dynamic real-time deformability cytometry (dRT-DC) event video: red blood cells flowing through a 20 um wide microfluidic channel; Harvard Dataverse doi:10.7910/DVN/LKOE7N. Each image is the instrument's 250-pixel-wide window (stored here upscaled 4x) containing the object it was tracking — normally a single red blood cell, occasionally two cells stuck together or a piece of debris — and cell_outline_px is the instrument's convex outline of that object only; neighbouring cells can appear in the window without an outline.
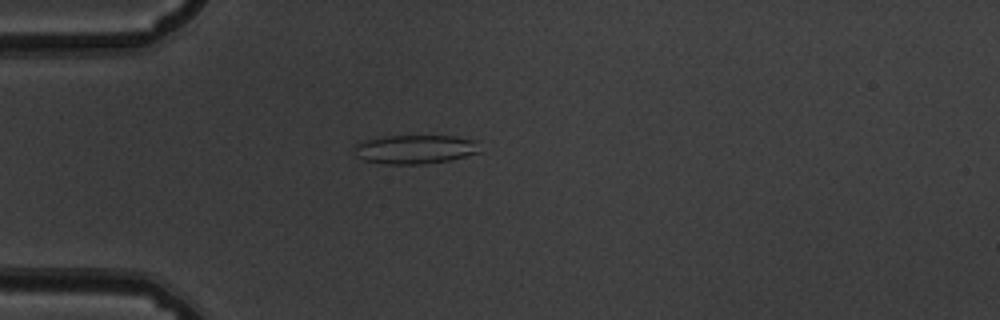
{"species": "common noctule bat (a hibernating species)", "species_latin": "Nyctalus noctula", "temperature_condition": "warm", "stored_images_in_passage": 53, "camera_frame_rate_fps": 3000, "um_per_image_px": 0.085, "animal": {"sex": "male", "body_mass_g": 19.5, "forearm_length_mm": 54.6}, "frame": {"image": 1, "passage_image": 15, "time_ms": 4.667, "image_size_px": [1000, 320], "cell_outline_px": [[480, 152], [448, 160], [424, 164], [384, 164], [364, 160], [356, 156], [352, 148], [356, 144], [364, 140], [388, 136], [452, 136], [476, 140]], "centroid_in_image_um": [35.23, 12.69], "position_along_channel_um": 49.8, "area_um2": 21.1}}
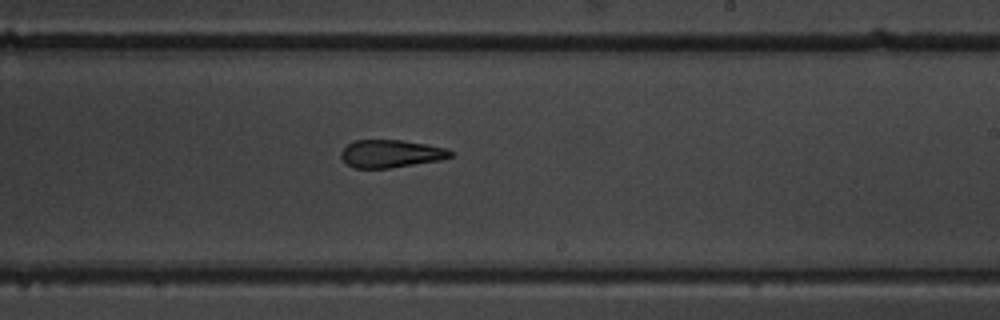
{"frame": {"image": 2, "passage_image": 32, "time_ms": 10.333, "image_size_px": [1000, 320], "cell_outline_px": [[452, 156], [440, 160], [388, 168], [352, 168], [340, 156], [340, 152], [352, 140], [400, 140], [448, 148], [452, 152]], "centroid_in_image_um": [33.2, 13.06], "position_along_channel_um": 255.8, "area_um2": 17.57}}
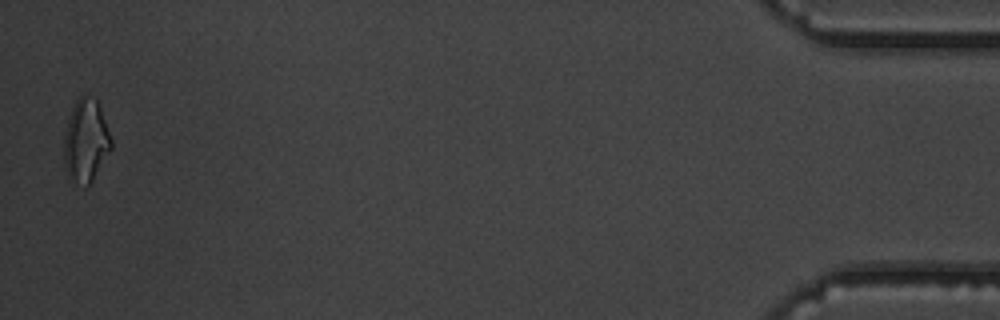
{"frame": {"image": 3, "passage_image": 52, "time_ms": 17.0, "image_size_px": [1000, 320], "cell_outline_px": [[112, 148], [92, 180], [84, 188], [68, 180], [64, 164], [64, 136], [68, 120], [72, 108], [76, 100], [84, 92], [96, 100], [100, 108], [112, 140]], "centroid_in_image_um": [7.27, 12.0], "position_along_channel_um": 427.9, "area_um2": 22.95}, "authors_computed_cell_mechanics": {"area_um2": 19.363, "velocity_mm_per_s": 3.8933, "shape_relaxation_time_tau1_ms": null, "shape_relaxation_time_tau2_ms": 3.2777, "deformation_change_tau1": null, "deformation_change_tau2": 0.1377}}